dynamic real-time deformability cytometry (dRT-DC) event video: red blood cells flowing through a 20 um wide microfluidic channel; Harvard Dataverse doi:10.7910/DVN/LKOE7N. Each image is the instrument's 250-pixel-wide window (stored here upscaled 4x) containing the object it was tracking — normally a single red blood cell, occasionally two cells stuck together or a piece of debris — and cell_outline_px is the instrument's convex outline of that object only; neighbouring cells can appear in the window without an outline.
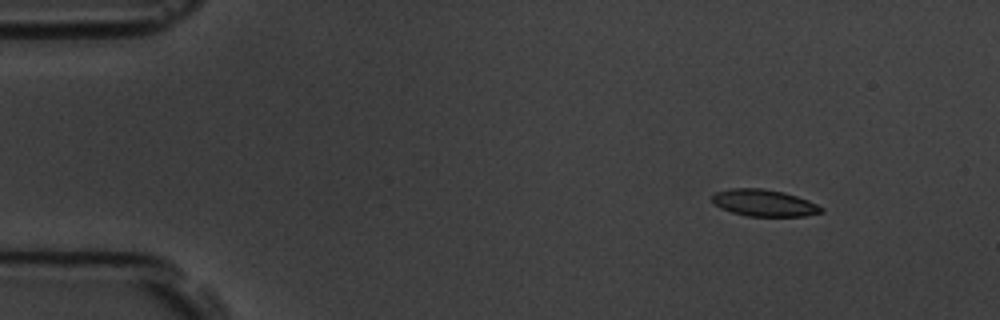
{"species": "common noctule bat (a hibernating species)", "species_latin": "Nyctalus noctula", "temperature_condition": "room temperature", "stored_images_in_passage": 7, "camera_frame_rate_fps": 3000, "um_per_image_px": 0.085, "animal": {"sex": "male", "body_mass_g": 19.5, "forearm_length_mm": 54.6}, "frame": {"image": 1, "passage_image": 1, "time_ms": 0.0, "image_size_px": [1000, 320], "cell_outline_px": [[824, 212], [804, 216], [748, 216], [732, 212], [720, 208], [712, 200], [712, 196], [716, 192], [732, 188], [760, 188], [784, 192], [808, 200], [824, 208]], "centroid_in_image_um": [64.96, 17.25], "position_along_channel_um": 20.0, "area_um2": 16.94}}
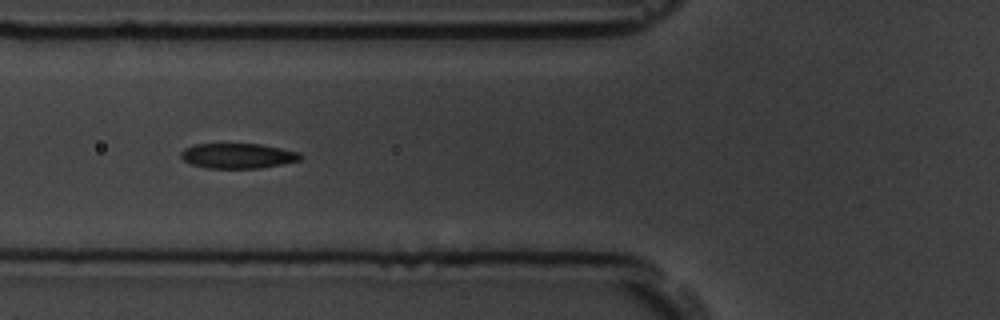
{"frame": {"image": 2, "passage_image": 5, "time_ms": 4.667, "image_size_px": [1000, 320], "cell_outline_px": [[304, 156], [300, 160], [260, 168], [208, 168], [192, 164], [184, 160], [180, 156], [180, 152], [184, 148], [196, 144], [260, 144], [300, 152]], "centroid_in_image_um": [20.22, 13.24], "position_along_channel_um": 105.6, "area_um2": 17.4}}
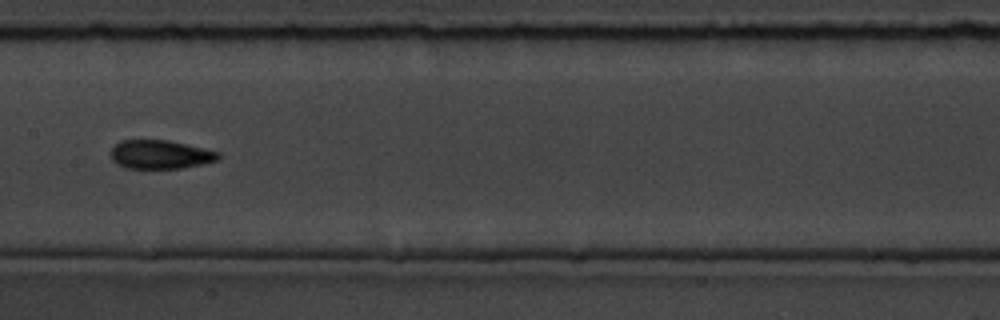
{"frame": {"image": 3, "passage_image": 7, "time_ms": 7.0, "image_size_px": [1000, 320], "cell_outline_px": [[220, 156], [216, 160], [204, 164], [180, 168], [124, 168], [116, 164], [112, 160], [112, 148], [120, 140], [168, 140], [220, 152]], "centroid_in_image_um": [13.61, 13.13], "position_along_channel_um": 193.8, "area_um2": 17.92}}